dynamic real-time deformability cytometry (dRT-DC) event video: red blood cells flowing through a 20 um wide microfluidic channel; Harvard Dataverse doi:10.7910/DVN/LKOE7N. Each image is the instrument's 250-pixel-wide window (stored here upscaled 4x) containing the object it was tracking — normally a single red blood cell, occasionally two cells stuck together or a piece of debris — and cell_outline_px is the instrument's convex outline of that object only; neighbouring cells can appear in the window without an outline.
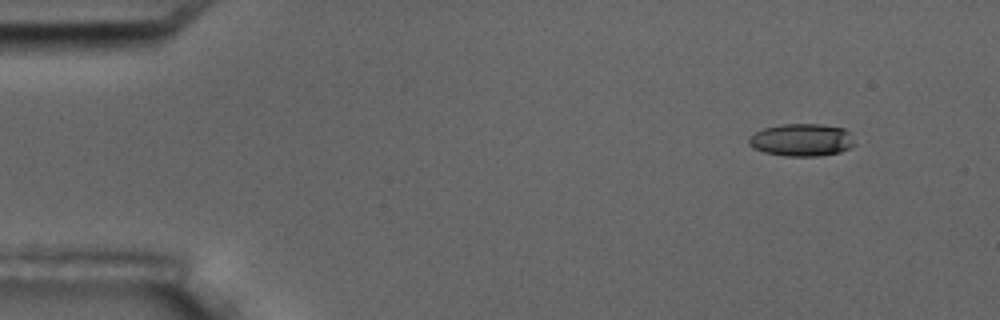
{"species": "common noctule bat (a hibernating species)", "species_latin": "Nyctalus noctula", "temperature_condition": "room temperature", "stored_images_in_passage": 4, "camera_frame_rate_fps": 3000, "um_per_image_px": 0.085, "animal": {"sex": "male", "body_mass_g": 17.5, "forearm_length_mm": 52.3}, "frame": {"image": 1, "passage_image": 1, "time_ms": 0.0, "image_size_px": [1000, 320], "cell_outline_px": [[856, 144], [840, 152], [820, 156], [784, 156], [764, 152], [748, 144], [748, 140], [756, 132], [764, 128], [780, 124], [820, 124], [844, 128], [848, 132]], "centroid_in_image_um": [68.16, 11.9], "position_along_channel_um": 16.8, "area_um2": 19.94}}
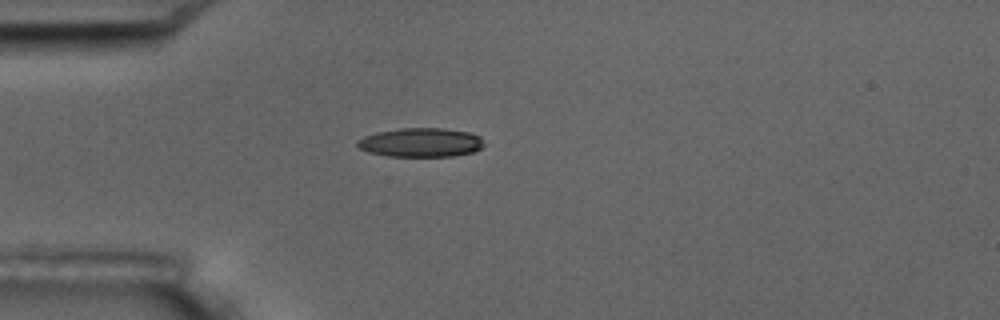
{"frame": {"image": 2, "passage_image": 4, "time_ms": 3.333, "image_size_px": [1000, 320], "cell_outline_px": [[484, 144], [480, 148], [472, 152], [452, 156], [388, 156], [368, 152], [360, 148], [356, 144], [356, 140], [364, 136], [376, 132], [400, 128], [444, 128], [468, 132], [480, 136]], "centroid_in_image_um": [35.74, 12.1], "position_along_channel_um": 49.3, "area_um2": 21.39}}